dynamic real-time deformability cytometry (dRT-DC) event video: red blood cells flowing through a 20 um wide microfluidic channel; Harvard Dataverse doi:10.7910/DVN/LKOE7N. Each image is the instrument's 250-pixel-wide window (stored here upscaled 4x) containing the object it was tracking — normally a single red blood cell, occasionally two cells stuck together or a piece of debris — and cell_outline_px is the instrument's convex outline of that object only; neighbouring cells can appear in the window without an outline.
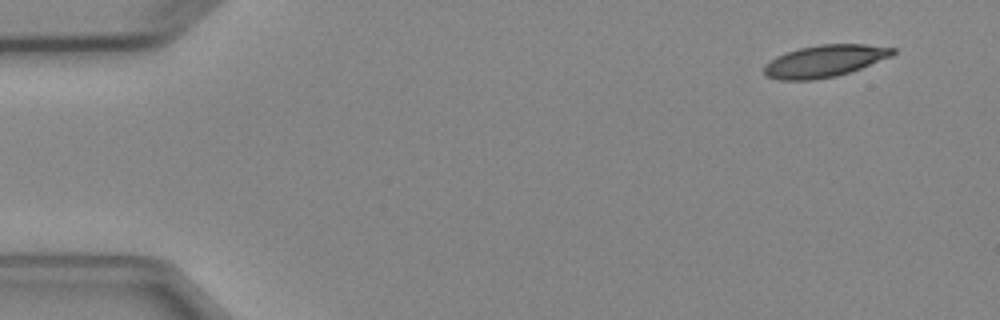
{"species": "Egyptian fruit bat (a non-hibernating species)", "species_latin": "Rousettus aegyptiacus", "temperature_condition": "cold", "stored_images_in_passage": 5, "segment_of_instrument_passage": [2, 2], "camera_frame_rate_fps": 3000, "um_per_image_px": 0.085, "animal": {"sex": "female"}, "frame": {"image": 1, "passage_image": 5, "time_ms": 5.667, "image_size_px": [1000, 320], "cell_outline_px": [[896, 52], [892, 56], [860, 68], [836, 76], [812, 80], [780, 80], [768, 76], [764, 72], [764, 64], [776, 56], [800, 48], [820, 44], [864, 44], [896, 48]], "centroid_in_image_um": [70.1, 5.18], "position_along_channel_um": 14.9, "area_um2": 23.81}}